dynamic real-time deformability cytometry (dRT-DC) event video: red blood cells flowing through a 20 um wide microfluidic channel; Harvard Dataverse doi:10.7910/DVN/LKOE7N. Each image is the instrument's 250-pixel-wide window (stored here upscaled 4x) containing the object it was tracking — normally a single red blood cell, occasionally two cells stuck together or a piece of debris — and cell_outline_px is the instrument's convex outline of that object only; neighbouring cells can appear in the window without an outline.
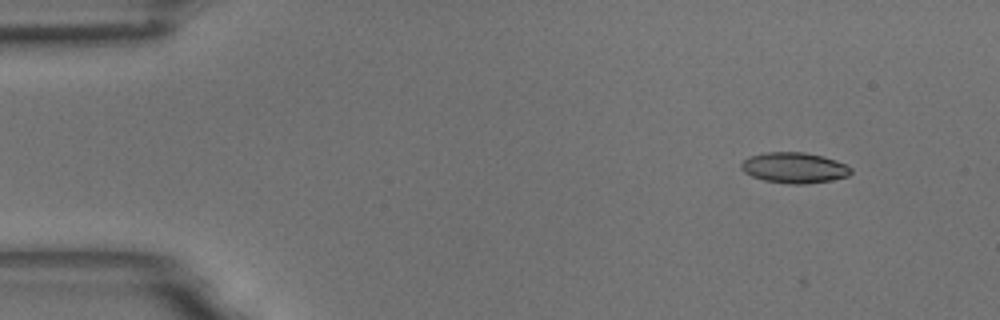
{"species": "common noctule bat (a hibernating species)", "species_latin": "Nyctalus noctula", "temperature_condition": "room temperature", "stored_images_in_passage": 7, "camera_frame_rate_fps": 3000, "um_per_image_px": 0.085, "animal": {"sex": "male", "body_mass_g": 18.8}, "frame": {"image": 1, "passage_image": 2, "time_ms": 0.333, "image_size_px": [1000, 320], "cell_outline_px": [[852, 172], [848, 176], [832, 180], [804, 184], [788, 184], [764, 180], [752, 176], [744, 172], [740, 168], [740, 164], [748, 156], [764, 152], [804, 152], [836, 160], [852, 168]], "centroid_in_image_um": [67.49, 14.26], "position_along_channel_um": 17.5, "area_um2": 19.65}}
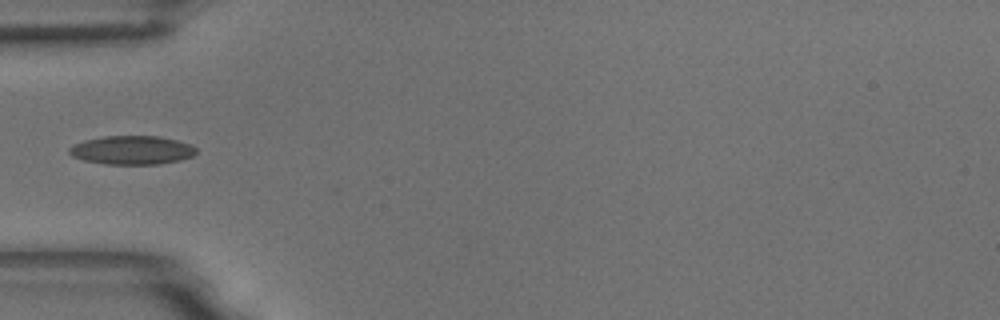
{"frame": {"image": 2, "passage_image": 5, "time_ms": 1.333, "image_size_px": [1000, 320], "cell_outline_px": [[196, 152], [192, 156], [180, 160], [160, 164], [104, 164], [84, 160], [72, 156], [68, 152], [68, 148], [84, 140], [104, 136], [160, 136], [192, 144], [196, 148]], "centroid_in_image_um": [11.23, 12.76], "position_along_channel_um": 73.8, "area_um2": 21.27}}